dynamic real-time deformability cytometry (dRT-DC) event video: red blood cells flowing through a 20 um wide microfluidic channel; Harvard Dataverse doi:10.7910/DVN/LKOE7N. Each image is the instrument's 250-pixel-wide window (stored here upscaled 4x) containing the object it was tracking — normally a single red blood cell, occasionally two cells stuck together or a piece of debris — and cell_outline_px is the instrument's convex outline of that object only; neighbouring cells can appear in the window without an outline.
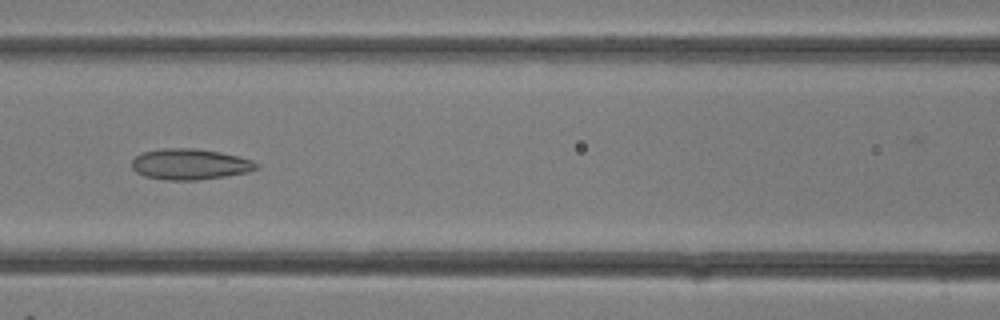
{"species": "common noctule bat (a hibernating species)", "species_latin": "Nyctalus noctula", "temperature_condition": "room temperature", "stored_images_in_passage": 30, "camera_frame_rate_fps": 3000, "um_per_image_px": 0.085, "animal": {"sex": "female"}, "frame": {"image": 1, "passage_image": 13, "time_ms": 4.0, "image_size_px": [1000, 320], "cell_outline_px": [[260, 164], [256, 168], [248, 172], [224, 176], [196, 180], [164, 180], [144, 176], [136, 172], [132, 168], [132, 160], [140, 152], [164, 148], [196, 148], [220, 152], [252, 160]], "centroid_in_image_um": [16.11, 13.95], "position_along_channel_um": 150.5, "area_um2": 22.43}}
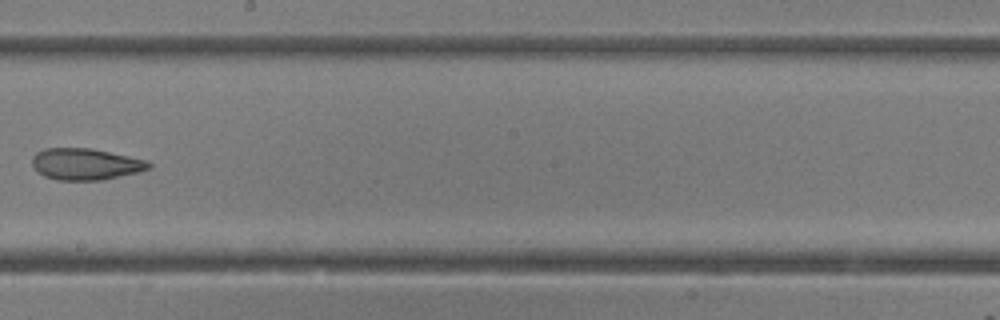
{"frame": {"image": 2, "passage_image": 17, "time_ms": 5.333, "image_size_px": [1000, 320], "cell_outline_px": [[152, 168], [140, 172], [100, 180], [56, 180], [44, 176], [36, 172], [32, 164], [32, 156], [36, 152], [44, 148], [92, 148], [148, 160], [152, 164]], "centroid_in_image_um": [7.28, 13.95], "position_along_channel_um": 240.9, "area_um2": 21.73}}
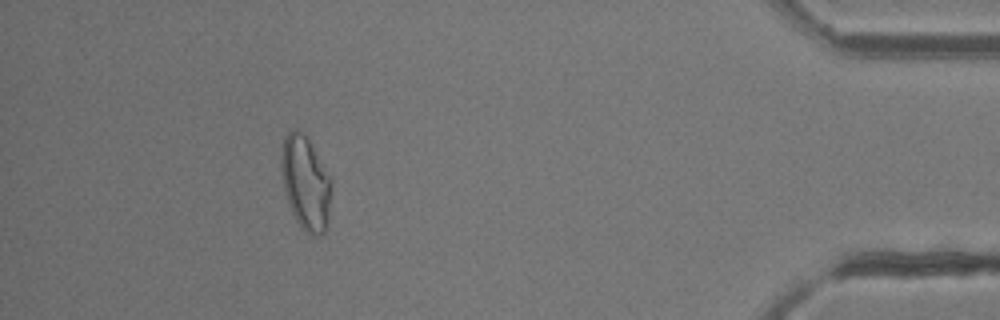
{"frame": {"image": 3, "passage_image": 27, "time_ms": 8.667, "image_size_px": [1000, 320], "cell_outline_px": [[332, 184], [328, 228], [320, 236], [316, 236], [300, 228], [292, 212], [284, 192], [280, 168], [280, 156], [284, 136], [292, 128], [296, 128], [304, 132], [332, 180]], "centroid_in_image_um": [25.97, 15.55], "position_along_channel_um": 409.2, "area_um2": 27.98}}